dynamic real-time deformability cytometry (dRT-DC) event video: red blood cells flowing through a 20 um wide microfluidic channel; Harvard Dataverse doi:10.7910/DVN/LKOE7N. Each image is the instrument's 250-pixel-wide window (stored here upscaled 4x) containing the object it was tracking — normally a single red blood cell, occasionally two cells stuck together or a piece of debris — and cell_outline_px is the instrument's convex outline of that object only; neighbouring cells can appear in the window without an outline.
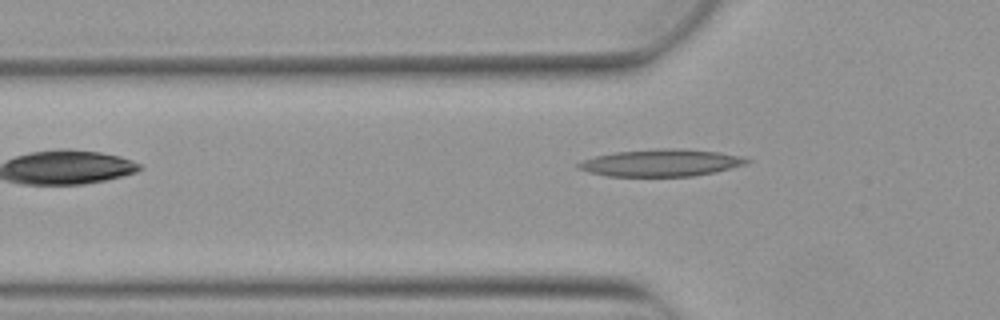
{"species": "Egyptian fruit bat (a non-hibernating species)", "species_latin": "Rousettus aegyptiacus", "temperature_condition": "warm", "stored_images_in_passage": 4, "camera_frame_rate_fps": 3000, "um_per_image_px": 0.085, "animal": {"sex": "female"}, "frame": {"image": 1, "passage_image": 4, "time_ms": 1.0, "image_size_px": [1000, 320], "cell_outline_px": [[752, 160], [748, 164], [716, 172], [692, 176], [608, 176], [588, 172], [576, 168], [576, 164], [584, 160], [596, 156], [616, 152], [660, 148], [676, 148], [720, 152], [744, 156]], "centroid_in_image_um": [56.25, 13.84], "position_along_channel_um": 69.5, "area_um2": 26.76}}